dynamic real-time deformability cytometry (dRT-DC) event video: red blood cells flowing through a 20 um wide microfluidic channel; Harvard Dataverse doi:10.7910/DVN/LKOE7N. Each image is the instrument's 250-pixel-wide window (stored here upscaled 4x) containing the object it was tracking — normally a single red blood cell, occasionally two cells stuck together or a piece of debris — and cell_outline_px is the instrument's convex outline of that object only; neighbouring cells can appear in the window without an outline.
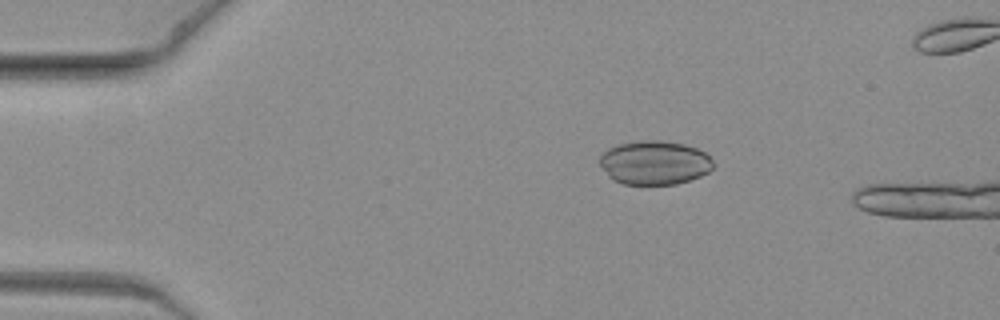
{"species": "common noctule bat (a hibernating species)", "species_latin": "Nyctalus noctula", "temperature_condition": "warm", "stored_images_in_passage": 9, "camera_frame_rate_fps": 3000, "um_per_image_px": 0.085, "animal": {"sex": "female", "body_mass_g": 19.3, "forearm_length_mm": 54.1}, "frame": {"image": 1, "passage_image": 3, "time_ms": 0.667, "image_size_px": [1000, 320], "cell_outline_px": [[712, 168], [708, 172], [700, 176], [676, 184], [624, 184], [608, 176], [600, 164], [600, 156], [608, 148], [616, 144], [636, 140], [660, 140], [684, 144], [696, 148], [704, 152], [712, 160]], "centroid_in_image_um": [55.61, 13.81], "position_along_channel_um": 29.4, "area_um2": 28.96}}
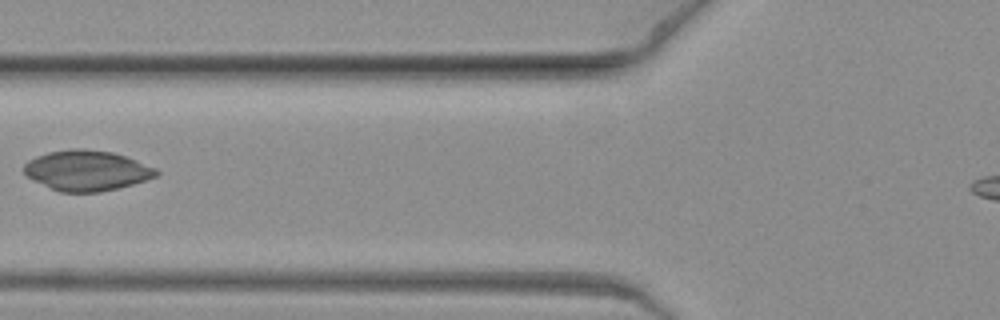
{"frame": {"image": 2, "passage_image": 7, "time_ms": 2.0, "image_size_px": [1000, 320], "cell_outline_px": [[160, 172], [156, 176], [132, 184], [100, 192], [60, 192], [32, 180], [24, 172], [24, 164], [28, 160], [36, 156], [48, 152], [72, 148], [84, 148], [112, 152], [136, 160], [156, 168]], "centroid_in_image_um": [7.35, 14.48], "position_along_channel_um": 118.5, "area_um2": 30.98}}
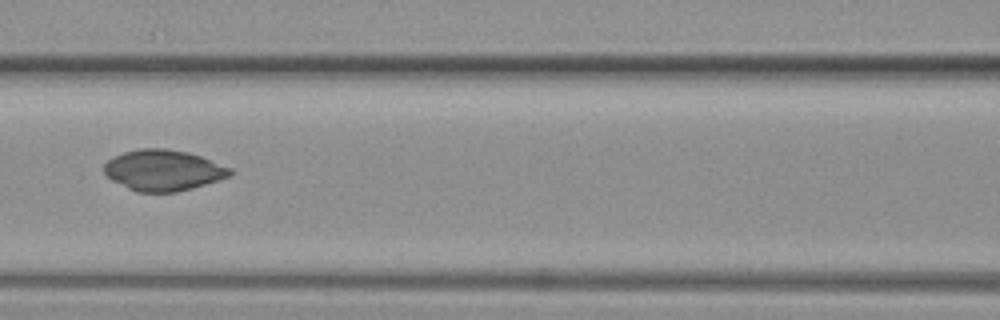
{"frame": {"image": 3, "passage_image": 8, "time_ms": 2.333, "image_size_px": [1000, 320], "cell_outline_px": [[232, 172], [228, 176], [192, 188], [176, 192], [136, 192], [112, 180], [104, 172], [104, 164], [112, 156], [124, 152], [140, 148], [164, 148], [188, 152], [200, 156], [232, 168]], "centroid_in_image_um": [13.84, 14.46], "position_along_channel_um": 152.8, "area_um2": 29.82}}